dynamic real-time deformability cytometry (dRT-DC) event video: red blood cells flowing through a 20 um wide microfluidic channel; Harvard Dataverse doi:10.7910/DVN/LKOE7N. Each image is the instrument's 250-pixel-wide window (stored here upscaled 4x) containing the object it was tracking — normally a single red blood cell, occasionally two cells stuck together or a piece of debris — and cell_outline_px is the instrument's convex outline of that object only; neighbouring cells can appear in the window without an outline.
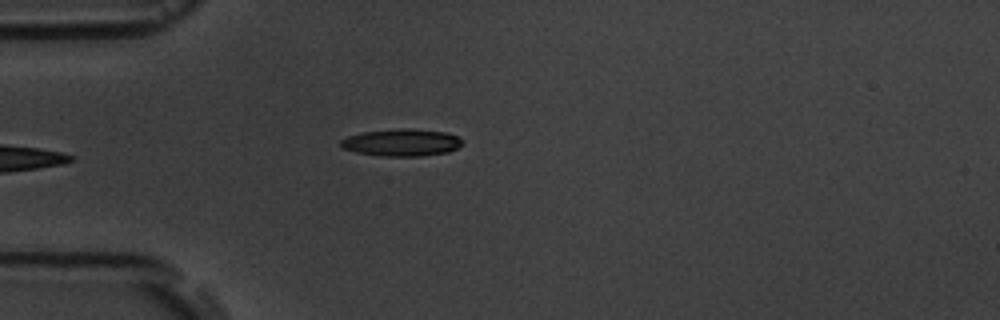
{"species": "common noctule bat (a hibernating species)", "species_latin": "Nyctalus noctula", "temperature_condition": "room temperature", "stored_images_in_passage": 6, "camera_frame_rate_fps": 3000, "um_per_image_px": 0.085, "animal": {"sex": "male", "body_mass_g": 19.5, "forearm_length_mm": 54.6}, "frame": {"image": 1, "passage_image": 5, "time_ms": 5.667, "image_size_px": [1000, 320], "cell_outline_px": [[460, 144], [456, 148], [448, 152], [420, 156], [380, 156], [356, 152], [344, 148], [340, 144], [340, 140], [348, 136], [364, 132], [400, 128], [408, 128], [444, 132], [456, 136], [460, 140]], "centroid_in_image_um": [34.1, 12.11], "position_along_channel_um": 50.9, "area_um2": 18.96}}